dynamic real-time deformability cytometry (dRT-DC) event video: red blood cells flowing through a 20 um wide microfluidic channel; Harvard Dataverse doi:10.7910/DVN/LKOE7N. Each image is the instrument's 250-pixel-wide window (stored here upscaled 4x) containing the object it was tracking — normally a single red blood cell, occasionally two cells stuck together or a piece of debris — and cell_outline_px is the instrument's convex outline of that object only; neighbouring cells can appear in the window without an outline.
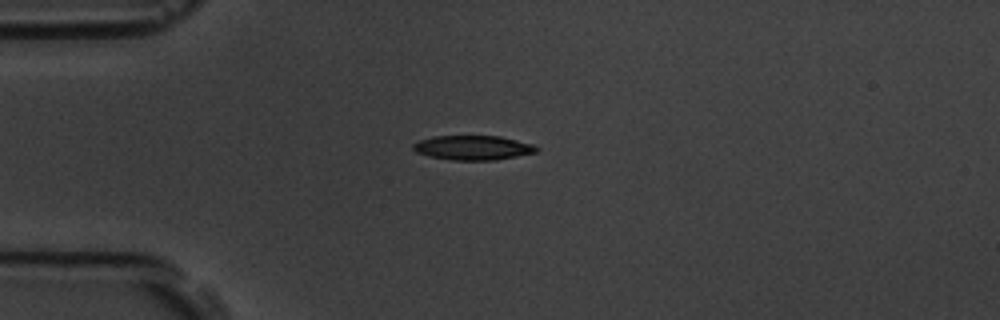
{"species": "common noctule bat (a hibernating species)", "species_latin": "Nyctalus noctula", "temperature_condition": "room temperature", "stored_images_in_passage": 8, "camera_frame_rate_fps": 3000, "um_per_image_px": 0.085, "animal": {"sex": "male", "body_mass_g": 19.5, "forearm_length_mm": 54.6}, "frame": {"image": 1, "passage_image": 1, "time_ms": 0.0, "image_size_px": [1000, 320], "cell_outline_px": [[540, 148], [536, 152], [496, 160], [452, 160], [432, 156], [416, 152], [412, 148], [412, 144], [420, 140], [432, 136], [500, 136], [532, 144]], "centroid_in_image_um": [40.2, 12.55], "position_along_channel_um": 44.8, "area_um2": 17.46}}
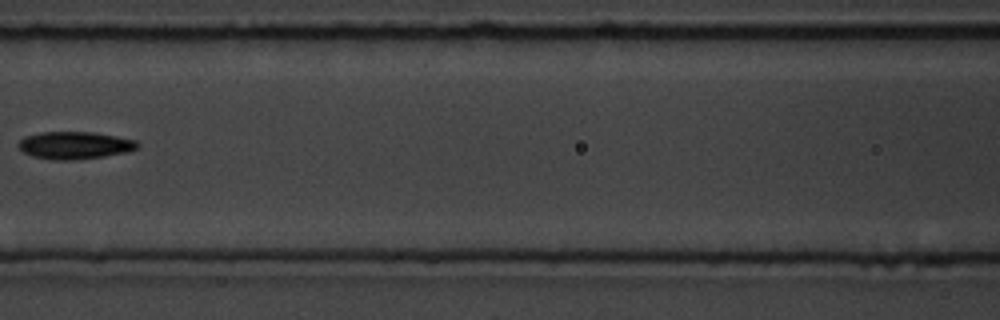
{"frame": {"image": 2, "passage_image": 4, "time_ms": 3.667, "image_size_px": [1000, 320], "cell_outline_px": [[140, 144], [136, 148], [124, 152], [104, 156], [68, 160], [56, 160], [36, 156], [24, 152], [16, 144], [24, 136], [40, 132], [92, 132], [116, 136], [136, 140]], "centroid_in_image_um": [6.33, 12.33], "position_along_channel_um": 160.3, "area_um2": 18.73}}
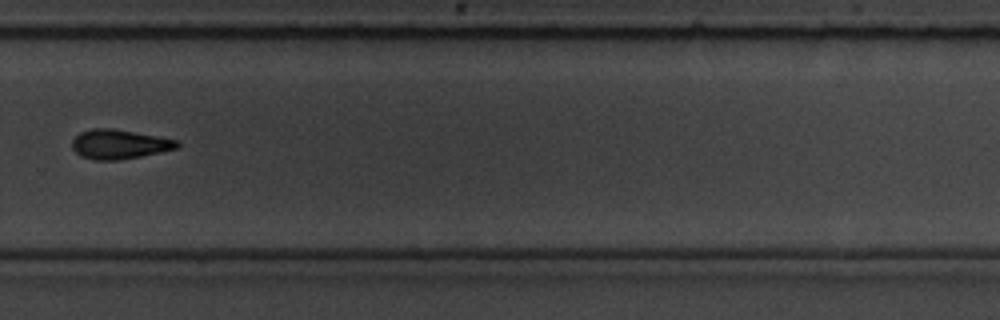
{"frame": {"image": 3, "passage_image": 8, "time_ms": 8.0, "image_size_px": [1000, 320], "cell_outline_px": [[180, 148], [120, 160], [92, 160], [80, 156], [72, 148], [72, 140], [80, 132], [92, 128], [112, 128], [180, 140]], "centroid_in_image_um": [10.15, 12.26], "position_along_channel_um": 319.6, "area_um2": 18.15}}